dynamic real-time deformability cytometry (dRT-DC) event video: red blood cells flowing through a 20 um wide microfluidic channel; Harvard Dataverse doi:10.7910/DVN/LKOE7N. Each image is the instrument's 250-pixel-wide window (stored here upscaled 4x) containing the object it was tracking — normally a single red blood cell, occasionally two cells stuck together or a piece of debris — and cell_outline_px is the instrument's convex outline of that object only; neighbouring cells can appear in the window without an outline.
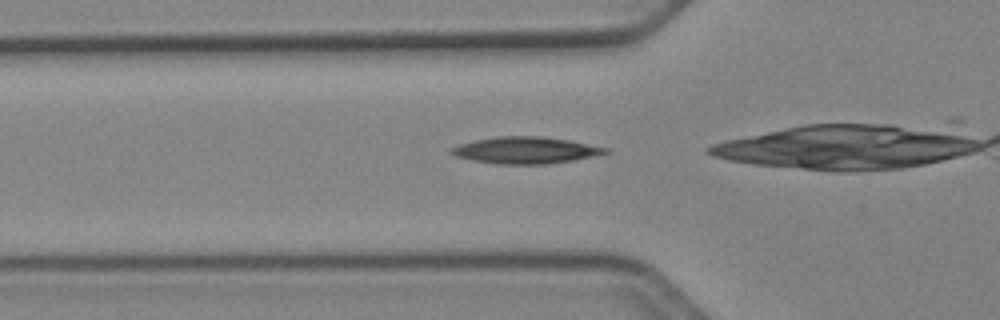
{"species": "Egyptian fruit bat (a non-hibernating species)", "species_latin": "Rousettus aegyptiacus", "temperature_condition": "cold", "stored_images_in_passage": 34, "camera_frame_rate_fps": 3000, "um_per_image_px": 0.085, "animal": {"sex": "female"}, "frame": {"image": 1, "passage_image": 11, "time_ms": 3.333, "image_size_px": [1000, 320], "cell_outline_px": [[612, 152], [596, 156], [548, 164], [496, 164], [472, 160], [456, 156], [452, 152], [452, 148], [460, 144], [472, 140], [496, 136], [540, 136], [568, 140], [612, 148]], "centroid_in_image_um": [44.75, 12.77], "position_along_channel_um": 81.0, "area_um2": 24.1}}
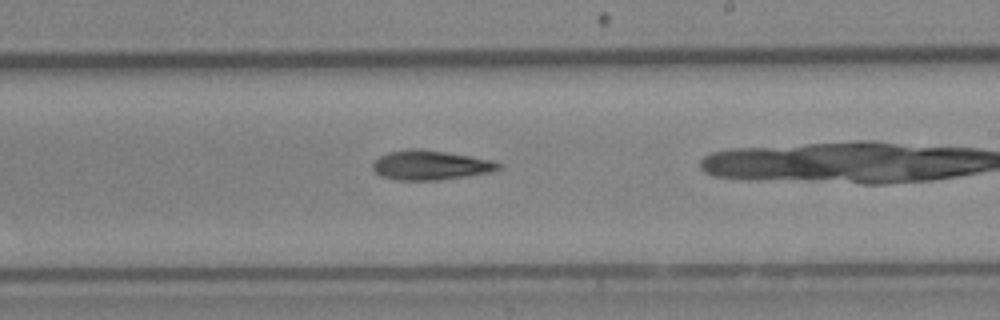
{"frame": {"image": 2, "passage_image": 24, "time_ms": 7.667, "image_size_px": [1000, 320], "cell_outline_px": [[504, 164], [500, 168], [492, 172], [468, 176], [440, 180], [396, 180], [380, 176], [372, 168], [372, 164], [380, 156], [388, 152], [412, 148], [420, 148], [492, 160]], "centroid_in_image_um": [36.59, 14.04], "position_along_channel_um": 252.4, "area_um2": 21.68}}
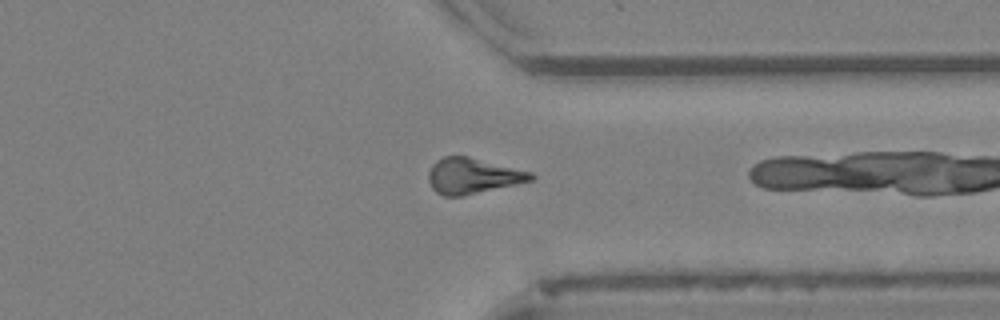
{"frame": {"image": 3, "passage_image": 33, "time_ms": 10.667, "image_size_px": [1000, 320], "cell_outline_px": [[536, 176], [532, 180], [516, 184], [464, 196], [444, 196], [436, 192], [432, 188], [428, 180], [428, 172], [432, 164], [436, 160], [444, 156], [468, 156], [532, 172]], "centroid_in_image_um": [40.16, 14.95], "position_along_channel_um": 371.2, "area_um2": 21.33}}